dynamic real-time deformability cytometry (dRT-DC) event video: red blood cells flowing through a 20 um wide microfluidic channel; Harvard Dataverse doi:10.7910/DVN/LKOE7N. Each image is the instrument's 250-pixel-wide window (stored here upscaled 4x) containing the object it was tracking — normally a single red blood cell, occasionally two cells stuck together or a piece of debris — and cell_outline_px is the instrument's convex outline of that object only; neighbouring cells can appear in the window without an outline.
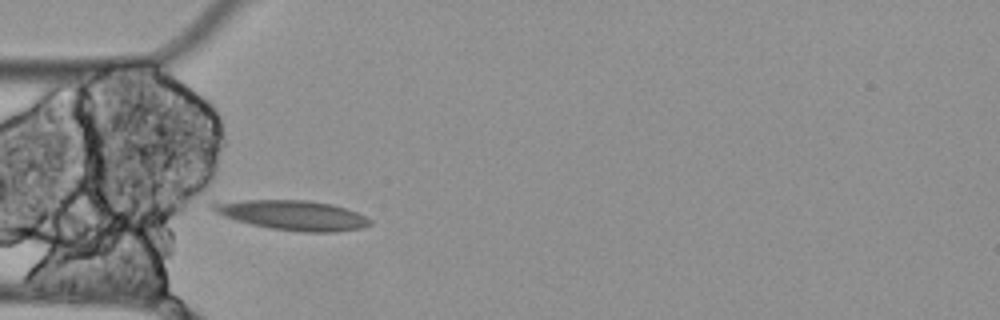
{"species": "Egyptian fruit bat (a non-hibernating species)", "species_latin": "Rousettus aegyptiacus", "temperature_condition": "cold", "stored_images_in_passage": 5, "camera_frame_rate_fps": 3000, "um_per_image_px": 0.085, "animal": {"sex": "female"}, "frame": {"image": 1, "passage_image": 3, "time_ms": 0.667, "image_size_px": [1000, 320], "cell_outline_px": [[372, 224], [360, 228], [336, 232], [300, 232], [268, 228], [236, 220], [224, 216], [208, 208], [208, 200], [308, 200], [332, 204], [356, 212], [372, 220]], "centroid_in_image_um": [24.76, 18.27], "position_along_channel_um": 60.2, "area_um2": 27.63}}